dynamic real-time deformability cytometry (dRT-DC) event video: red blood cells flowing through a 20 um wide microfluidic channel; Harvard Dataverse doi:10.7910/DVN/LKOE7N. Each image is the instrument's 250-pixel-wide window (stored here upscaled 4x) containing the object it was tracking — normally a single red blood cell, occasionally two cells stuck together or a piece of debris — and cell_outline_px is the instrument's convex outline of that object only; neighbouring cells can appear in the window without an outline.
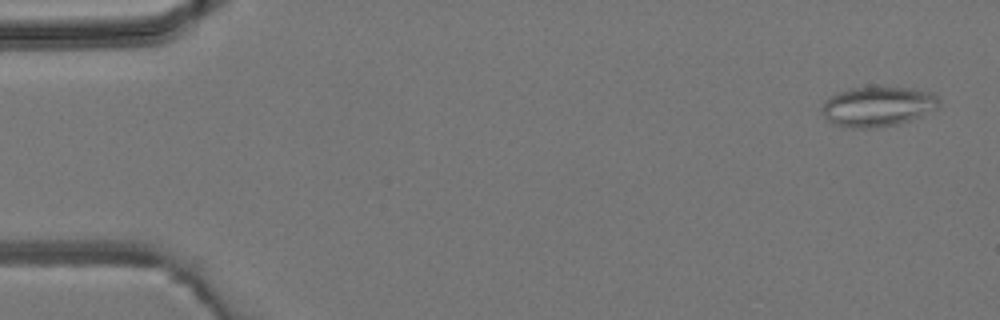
{"species": "common noctule bat (a hibernating species)", "species_latin": "Nyctalus noctula", "temperature_condition": "room temperature", "stored_images_in_passage": 5, "camera_frame_rate_fps": 3000, "um_per_image_px": 0.085, "animal": {"sex": "male", "body_mass_g": 19.2, "forearm_length_mm": 51.8}, "frame": {"image": 1, "passage_image": 1, "time_ms": 0.0, "image_size_px": [1000, 320], "cell_outline_px": [[940, 104], [936, 108], [912, 120], [896, 124], [876, 128], [852, 128], [832, 124], [820, 112], [824, 100], [836, 92], [848, 88], [872, 84], [884, 84], [912, 88], [936, 92], [940, 96]], "centroid_in_image_um": [74.61, 8.98], "position_along_channel_um": 10.4, "area_um2": 28.67}}